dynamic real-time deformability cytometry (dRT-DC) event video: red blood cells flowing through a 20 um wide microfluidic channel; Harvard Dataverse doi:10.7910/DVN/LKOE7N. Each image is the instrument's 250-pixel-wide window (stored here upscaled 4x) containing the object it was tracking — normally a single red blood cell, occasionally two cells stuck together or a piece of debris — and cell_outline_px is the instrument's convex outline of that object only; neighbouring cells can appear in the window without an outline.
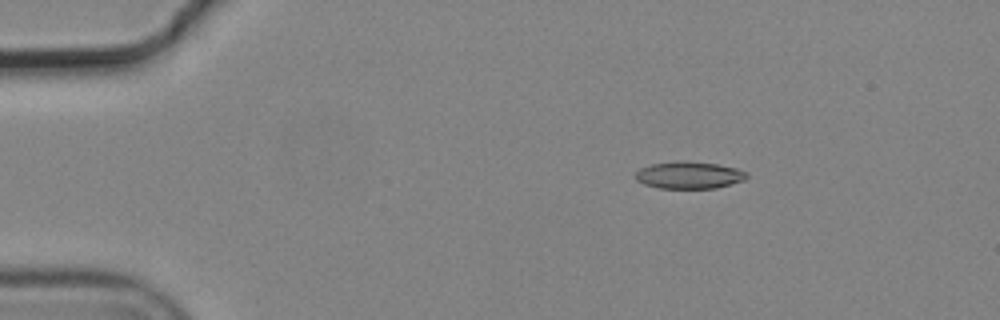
{"species": "common noctule bat (a hibernating species)", "species_latin": "Nyctalus noctula", "temperature_condition": "cold", "stored_images_in_passage": 4, "camera_frame_rate_fps": 3000, "um_per_image_px": 0.085, "animal": {"sex": "male", "body_mass_g": 19.2, "forearm_length_mm": 51.8}, "frame": {"image": 1, "passage_image": 1, "time_ms": 0.0, "image_size_px": [1000, 320], "cell_outline_px": [[748, 176], [744, 180], [716, 188], [656, 188], [644, 184], [636, 180], [636, 172], [640, 168], [652, 164], [676, 160], [716, 164], [736, 168], [748, 172]], "centroid_in_image_um": [58.56, 14.88], "position_along_channel_um": 26.4, "area_um2": 17.57}}